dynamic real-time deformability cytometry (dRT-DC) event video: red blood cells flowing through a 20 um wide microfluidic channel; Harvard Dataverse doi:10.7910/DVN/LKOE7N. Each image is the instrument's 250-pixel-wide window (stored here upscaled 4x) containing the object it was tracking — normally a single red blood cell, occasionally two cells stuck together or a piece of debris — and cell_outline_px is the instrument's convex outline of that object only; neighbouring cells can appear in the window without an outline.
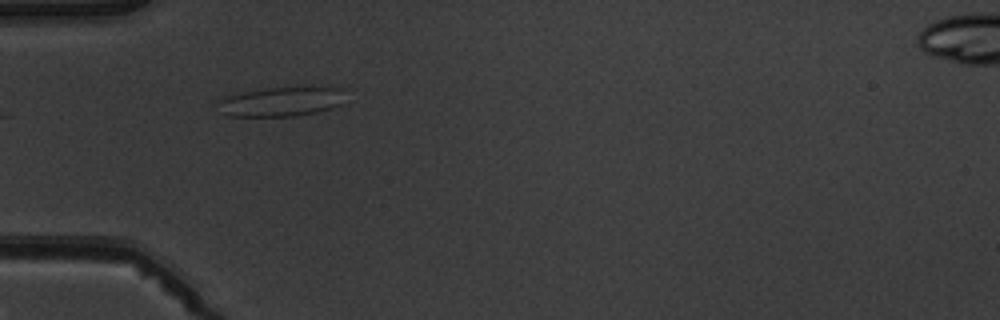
{"species": "common noctule bat (a hibernating species)", "species_latin": "Nyctalus noctula", "temperature_condition": "warm", "stored_images_in_passage": 3, "camera_frame_rate_fps": 3000, "um_per_image_px": 0.085, "animal": {"sex": "male", "body_mass_g": 19.5, "forearm_length_mm": 54.6}, "frame": {"image": 1, "passage_image": 2, "time_ms": 1.333, "image_size_px": [1000, 320], "cell_outline_px": [[344, 88], [340, 104], [332, 108], [316, 112], [296, 116], [228, 116], [220, 112], [220, 100], [224, 96], [264, 88]], "centroid_in_image_um": [23.86, 8.65], "position_along_channel_um": 61.1, "area_um2": 21.39}}
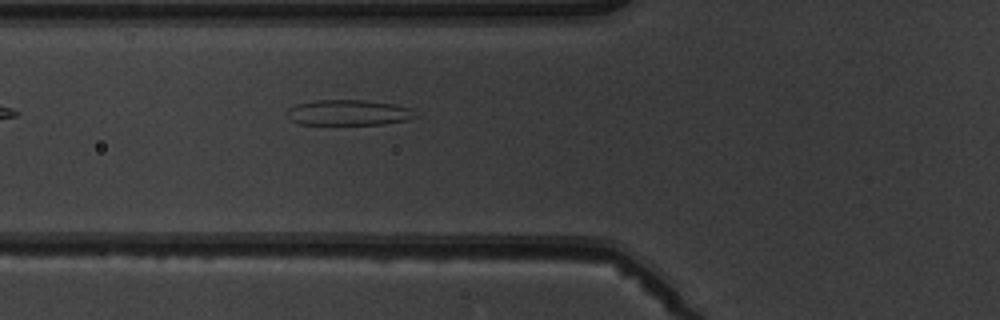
{"frame": {"image": 2, "passage_image": 3, "time_ms": 2.333, "image_size_px": [1000, 320], "cell_outline_px": [[416, 116], [408, 120], [384, 124], [300, 124], [288, 120], [288, 108], [296, 104], [316, 100], [364, 100], [396, 104], [408, 108]], "centroid_in_image_um": [29.58, 9.57], "position_along_channel_um": 96.2, "area_um2": 19.02}}